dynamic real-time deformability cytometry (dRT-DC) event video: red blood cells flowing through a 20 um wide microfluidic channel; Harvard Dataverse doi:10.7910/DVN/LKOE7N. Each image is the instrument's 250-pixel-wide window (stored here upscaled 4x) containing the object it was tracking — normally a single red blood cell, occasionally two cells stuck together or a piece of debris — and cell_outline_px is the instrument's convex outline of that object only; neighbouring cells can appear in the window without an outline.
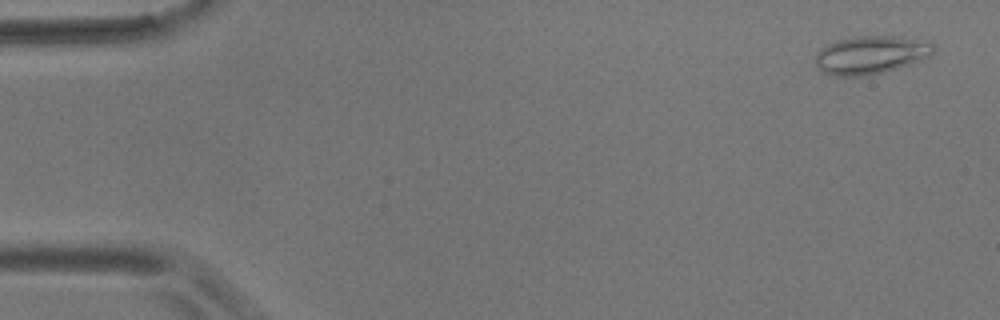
{"species": "common noctule bat (a hibernating species)", "species_latin": "Nyctalus noctula", "temperature_condition": "room temperature", "stored_images_in_passage": 5, "camera_frame_rate_fps": 3000, "um_per_image_px": 0.085, "animal": {"sex": "male", "body_mass_g": 17.9}, "frame": {"image": 1, "passage_image": 1, "time_ms": 0.0, "image_size_px": [1000, 320], "cell_outline_px": [[936, 52], [924, 60], [884, 72], [868, 76], [836, 76], [820, 72], [816, 64], [816, 52], [820, 48], [836, 40], [852, 36], [900, 36], [932, 44], [936, 48]], "centroid_in_image_um": [74.0, 4.68], "position_along_channel_um": 11.0, "area_um2": 26.59}}